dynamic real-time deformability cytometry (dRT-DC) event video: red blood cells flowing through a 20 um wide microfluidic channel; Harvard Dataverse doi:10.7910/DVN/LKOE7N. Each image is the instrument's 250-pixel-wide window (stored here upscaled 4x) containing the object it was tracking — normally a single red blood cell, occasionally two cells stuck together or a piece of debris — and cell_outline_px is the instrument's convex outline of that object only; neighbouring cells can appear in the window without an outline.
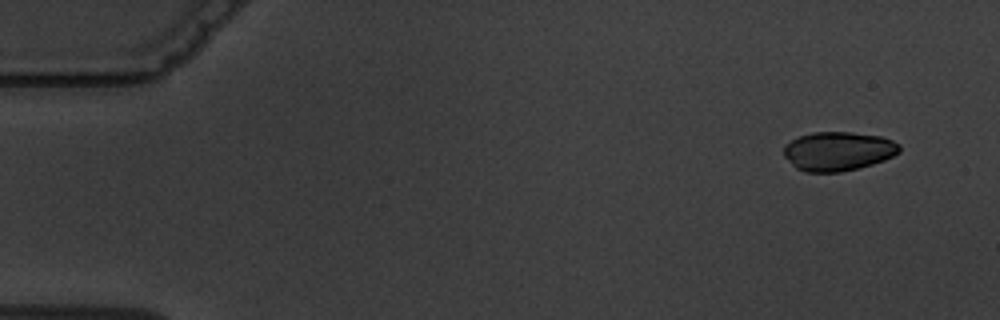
{"species": "common noctule bat (a hibernating species)", "species_latin": "Nyctalus noctula", "temperature_condition": "warm", "stored_images_in_passage": 4, "camera_frame_rate_fps": 3000, "um_per_image_px": 0.085, "animal": {"sex": "male", "body_mass_g": 19.5, "forearm_length_mm": 54.6}, "frame": {"image": 1, "passage_image": 1, "time_ms": 0.0, "image_size_px": [1000, 320], "cell_outline_px": [[900, 152], [884, 160], [872, 164], [840, 172], [804, 172], [796, 168], [784, 156], [784, 144], [800, 136], [812, 132], [852, 132], [880, 136], [892, 140], [900, 144]], "centroid_in_image_um": [71.23, 12.85], "position_along_channel_um": 13.8, "area_um2": 26.3}}
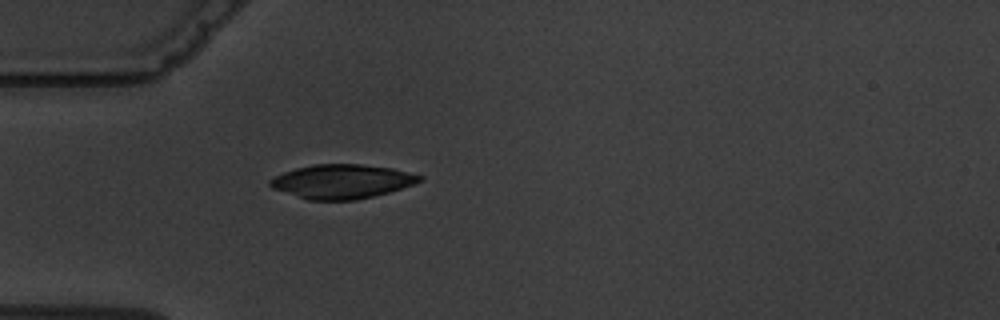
{"frame": {"image": 2, "passage_image": 4, "time_ms": 4.333, "image_size_px": [1000, 320], "cell_outline_px": [[424, 180], [388, 192], [356, 200], [308, 200], [272, 188], [268, 184], [268, 180], [284, 172], [296, 168], [312, 164], [360, 164], [392, 168], [424, 176]], "centroid_in_image_um": [29.04, 15.42], "position_along_channel_um": 56.0, "area_um2": 29.59}}